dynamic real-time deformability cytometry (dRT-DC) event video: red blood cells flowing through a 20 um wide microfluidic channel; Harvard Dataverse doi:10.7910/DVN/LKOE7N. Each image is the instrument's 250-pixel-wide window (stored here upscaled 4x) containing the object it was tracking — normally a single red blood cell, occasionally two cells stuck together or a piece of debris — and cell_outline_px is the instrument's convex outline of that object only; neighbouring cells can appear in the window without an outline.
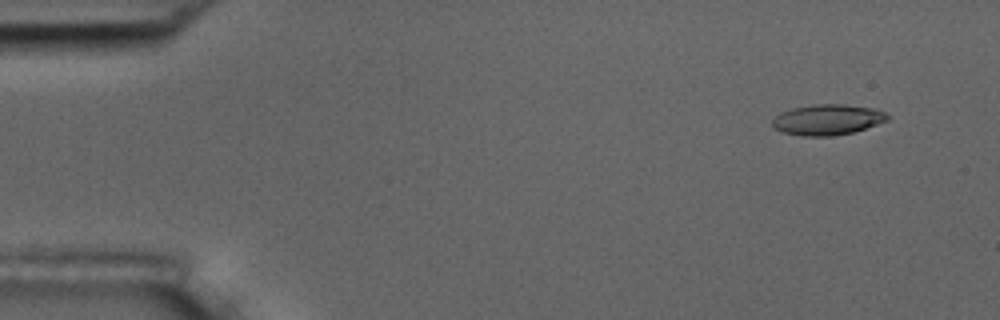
{"species": "common noctule bat (a hibernating species)", "species_latin": "Nyctalus noctula", "temperature_condition": "room temperature", "stored_images_in_passage": 8, "camera_frame_rate_fps": 3000, "um_per_image_px": 0.085, "animal": {"sex": "male", "body_mass_g": 17.5, "forearm_length_mm": 52.3}, "frame": {"image": 1, "passage_image": 2, "time_ms": 1.333, "image_size_px": [1000, 320], "cell_outline_px": [[888, 120], [852, 132], [832, 136], [800, 136], [780, 132], [772, 124], [772, 120], [780, 112], [792, 108], [816, 104], [844, 104], [872, 108], [884, 112], [888, 116]], "centroid_in_image_um": [70.29, 10.17], "position_along_channel_um": 14.7, "area_um2": 20.4}}